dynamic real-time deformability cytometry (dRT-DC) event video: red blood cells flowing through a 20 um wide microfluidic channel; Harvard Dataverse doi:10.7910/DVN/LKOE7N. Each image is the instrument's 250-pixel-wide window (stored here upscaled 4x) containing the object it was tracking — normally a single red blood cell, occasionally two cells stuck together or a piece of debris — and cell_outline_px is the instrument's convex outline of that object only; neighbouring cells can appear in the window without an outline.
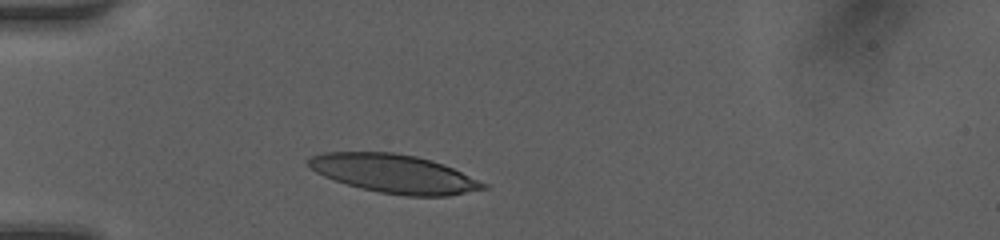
{"species": "human", "species_latin": "Homo sapiens", "temperature_condition": "room temperature", "stored_images_in_passage": 15, "camera_frame_rate_fps": 3000, "um_per_image_px": 0.085, "donor": {"sex": "female"}, "frame": {"image": 1, "passage_image": 2, "time_ms": 0.333, "image_size_px": [1000, 240], "cell_outline_px": [[488, 188], [448, 196], [404, 196], [380, 192], [360, 188], [324, 176], [308, 168], [308, 160], [312, 156], [324, 152], [392, 152], [416, 156], [432, 160], [444, 164], [488, 184]], "centroid_in_image_um": [33.52, 14.76], "position_along_channel_um": 51.5, "area_um2": 39.19}}
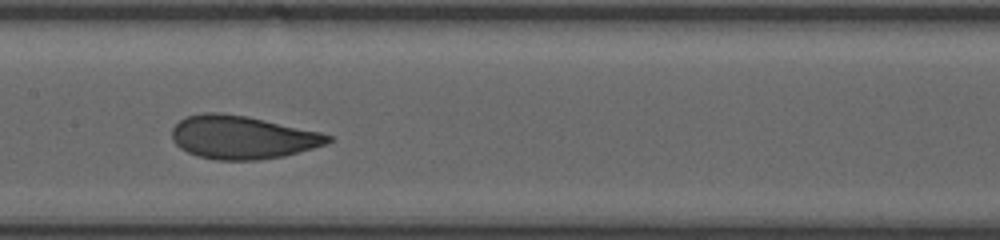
{"frame": {"image": 2, "passage_image": 7, "time_ms": 2.0, "image_size_px": [1000, 240], "cell_outline_px": [[332, 140], [324, 144], [312, 148], [284, 156], [256, 160], [216, 160], [196, 156], [180, 148], [172, 140], [172, 128], [180, 120], [188, 116], [204, 112], [220, 112], [248, 116], [320, 132], [332, 136]], "centroid_in_image_um": [20.56, 11.67], "position_along_channel_um": 186.8, "area_um2": 39.25}}
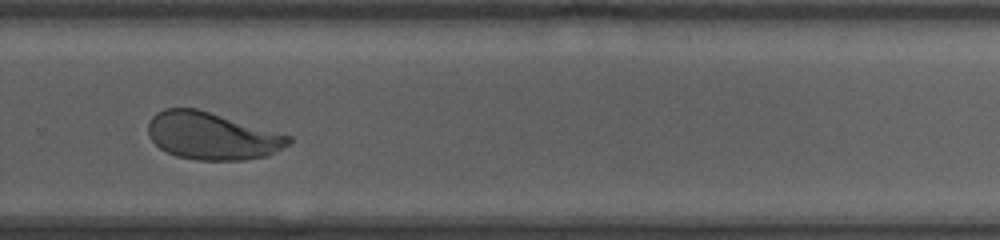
{"frame": {"image": 3, "passage_image": 13, "time_ms": 4.0, "image_size_px": [1000, 240], "cell_outline_px": [[292, 140], [288, 144], [268, 156], [240, 160], [196, 160], [176, 156], [160, 148], [148, 136], [148, 124], [152, 116], [156, 112], [164, 108], [196, 108], [292, 136]], "centroid_in_image_um": [18.0, 11.55], "position_along_channel_um": 311.8, "area_um2": 38.61}}